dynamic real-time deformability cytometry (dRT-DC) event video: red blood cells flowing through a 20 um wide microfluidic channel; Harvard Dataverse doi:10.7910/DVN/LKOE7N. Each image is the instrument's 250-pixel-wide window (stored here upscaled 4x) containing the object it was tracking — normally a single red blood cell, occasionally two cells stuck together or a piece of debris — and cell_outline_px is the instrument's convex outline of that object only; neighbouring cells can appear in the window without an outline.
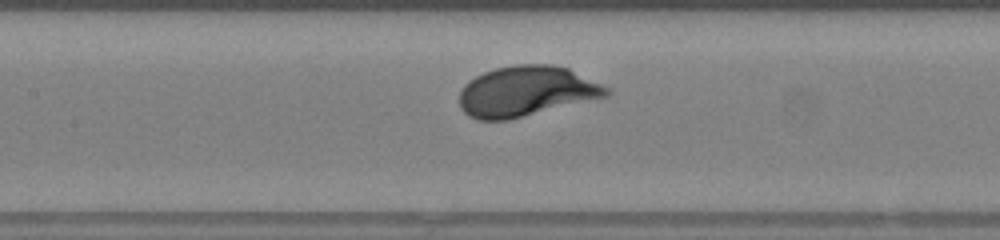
{"species": "human", "species_latin": "Homo sapiens", "temperature_condition": "warm", "stored_images_in_passage": 30, "camera_frame_rate_fps": 3000, "um_per_image_px": 0.085, "donor": {"sex": "female"}, "frame": {"image": 1, "passage_image": 13, "time_ms": 4.0, "image_size_px": [1000, 240], "cell_outline_px": [[612, 92], [608, 96], [508, 120], [480, 120], [468, 116], [460, 108], [460, 92], [464, 84], [468, 80], [484, 72], [496, 68], [516, 64], [552, 64], [568, 68], [608, 88]], "centroid_in_image_um": [44.71, 7.76], "position_along_channel_um": 162.7, "area_um2": 43.0}, "authors_computed_cell_mechanics": {"area_um2": 41.7027, "velocity_mm_per_s": 4.1748, "shape_relaxation_time_tau1_ms": 1.4384, "shape_relaxation_time_tau2_ms": null, "deformation_change_tau1": 0.1251, "deformation_change_tau2": null}}